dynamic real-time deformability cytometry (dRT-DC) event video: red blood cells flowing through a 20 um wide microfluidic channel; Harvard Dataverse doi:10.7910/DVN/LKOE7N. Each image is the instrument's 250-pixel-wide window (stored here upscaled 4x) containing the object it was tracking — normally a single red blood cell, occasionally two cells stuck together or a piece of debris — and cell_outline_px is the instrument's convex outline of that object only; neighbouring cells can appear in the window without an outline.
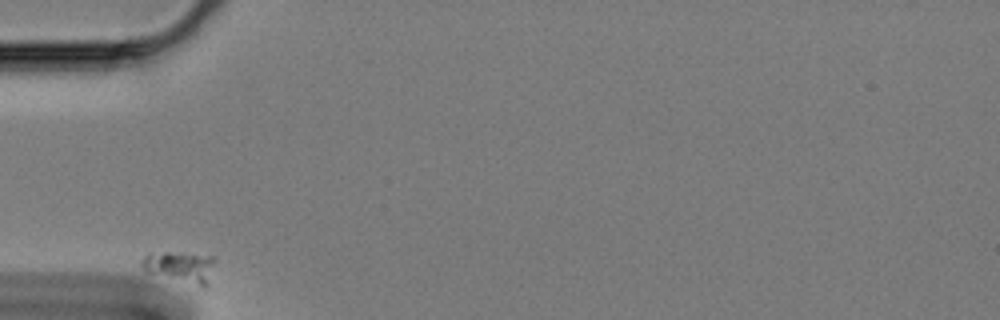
{"species": "Egyptian fruit bat (a non-hibernating species)", "species_latin": "Rousettus aegyptiacus", "temperature_condition": "cold", "stored_images_in_passage": 40, "camera_frame_rate_fps": 3000, "um_per_image_px": 0.085, "animal": {"sex": "female"}, "frame": {"image": 1, "passage_image": 1, "time_ms": 0.0, "image_size_px": [1000, 320], "cell_outline_px": [[216, 260], [208, 288], [204, 288], [148, 272], [140, 264], [140, 260], [148, 252], [168, 252], [216, 256]], "centroid_in_image_um": [15.38, 22.69], "position_along_channel_um": 69.6, "area_um2": 13.64}}
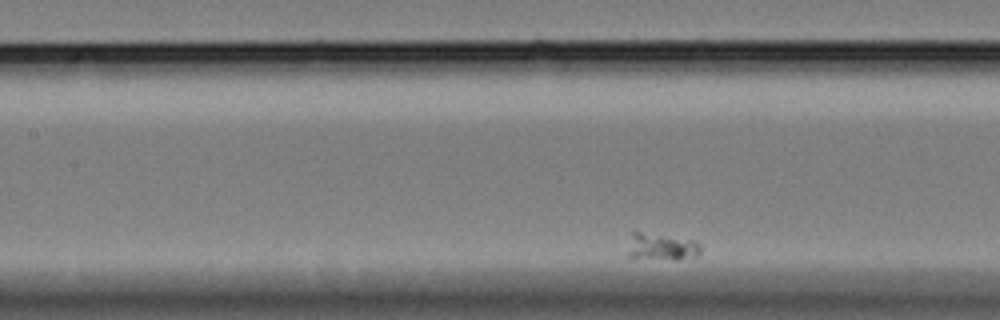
{"frame": {"image": 2, "passage_image": 12, "time_ms": 3.667, "image_size_px": [1000, 320], "cell_outline_px": [[700, 252], [696, 256], [676, 260], [628, 256], [628, 252], [632, 232], [640, 232], [696, 240], [700, 244]], "centroid_in_image_um": [56.28, 20.98], "position_along_channel_um": 151.1, "area_um2": 11.21}}
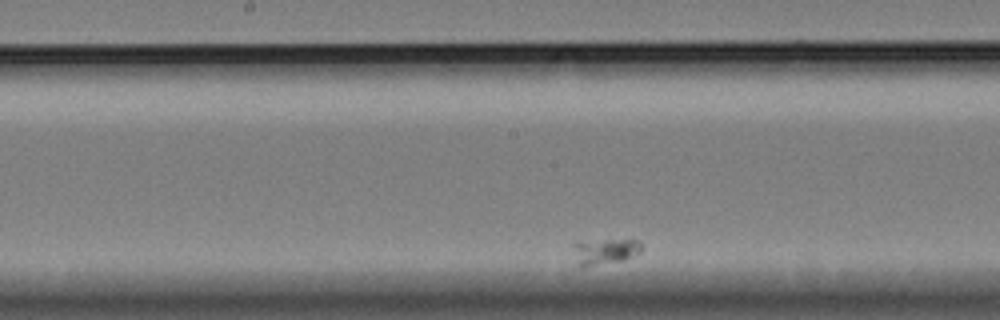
{"frame": {"image": 3, "passage_image": 18, "time_ms": 5.667, "image_size_px": [1000, 320], "cell_outline_px": [[644, 244], [640, 252], [624, 260], [584, 268], [580, 268], [572, 244], [604, 240], [640, 240]], "centroid_in_image_um": [51.48, 21.39], "position_along_channel_um": 196.7, "area_um2": 10.23}}